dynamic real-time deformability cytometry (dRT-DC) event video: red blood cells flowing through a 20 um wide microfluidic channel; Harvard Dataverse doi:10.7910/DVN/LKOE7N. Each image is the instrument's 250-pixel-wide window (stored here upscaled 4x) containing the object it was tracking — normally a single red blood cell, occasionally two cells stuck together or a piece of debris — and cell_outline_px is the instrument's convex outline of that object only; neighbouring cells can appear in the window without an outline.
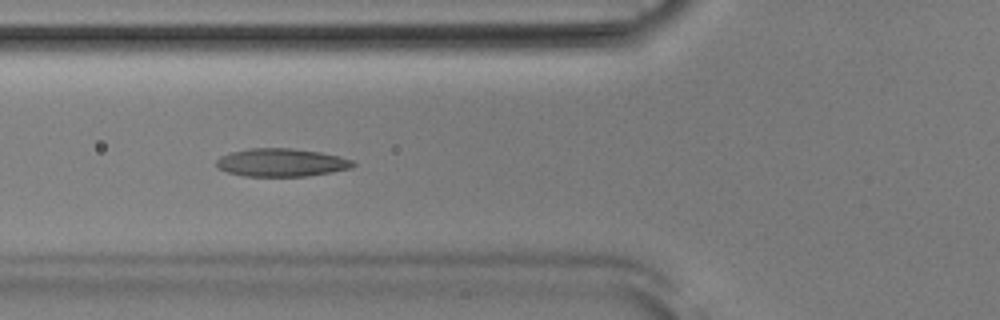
{"species": "Egyptian fruit bat (a non-hibernating species)", "species_latin": "Rousettus aegyptiacus", "temperature_condition": "room temperature", "stored_images_in_passage": 37, "camera_frame_rate_fps": 3000, "um_per_image_px": 0.085, "animal": {"sex": "male"}, "frame": {"image": 1, "passage_image": 4, "time_ms": 1.0, "image_size_px": [1000, 320], "cell_outline_px": [[356, 164], [352, 168], [332, 172], [304, 176], [244, 176], [228, 172], [216, 168], [216, 160], [220, 156], [232, 152], [248, 148], [292, 148], [320, 152], [340, 156], [352, 160]], "centroid_in_image_um": [23.91, 13.81], "position_along_channel_um": 101.9, "area_um2": 22.43}}
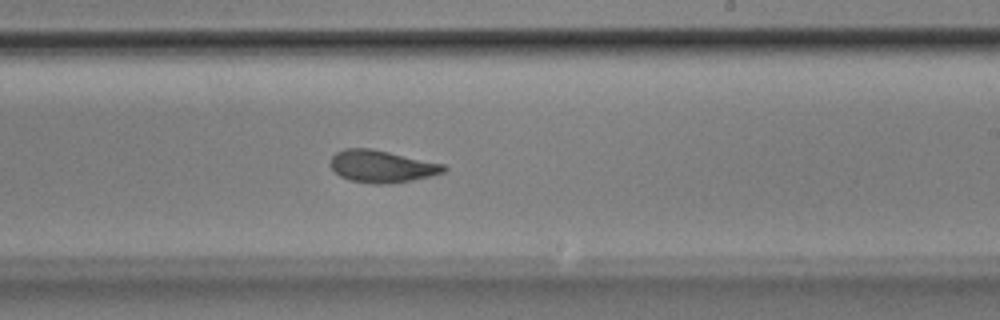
{"frame": {"image": 2, "passage_image": 16, "time_ms": 5.0, "image_size_px": [1000, 320], "cell_outline_px": [[448, 168], [444, 172], [432, 176], [412, 180], [384, 184], [372, 184], [348, 180], [340, 176], [332, 168], [332, 156], [336, 152], [344, 148], [372, 148], [444, 164]], "centroid_in_image_um": [32.47, 14.14], "position_along_channel_um": 256.5, "area_um2": 21.27}}
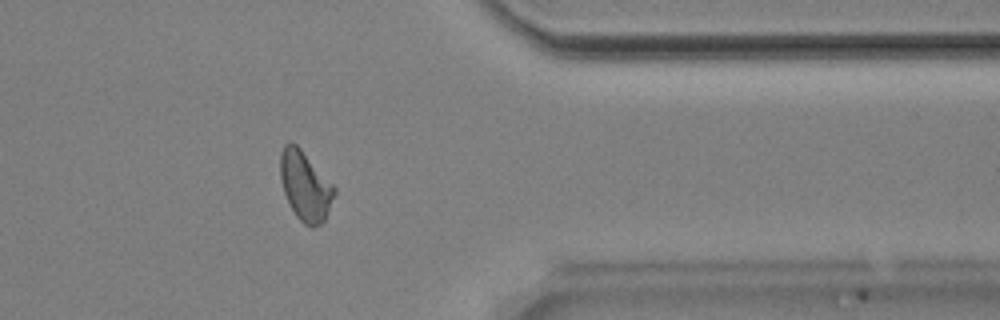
{"frame": {"image": 3, "passage_image": 27, "time_ms": 8.667, "image_size_px": [1000, 320], "cell_outline_px": [[336, 192], [324, 220], [320, 224], [312, 228], [304, 224], [296, 216], [284, 192], [280, 176], [280, 152], [284, 144], [296, 144], [300, 148], [336, 188]], "centroid_in_image_um": [25.94, 15.82], "position_along_channel_um": 385.5, "area_um2": 21.44}, "authors_computed_cell_mechanics": {"area_um2": 21.3282, "velocity_mm_per_s": 3.8644, "shape_relaxation_time_tau1_ms": 6.2878, "shape_relaxation_time_tau2_ms": 1.9704, "deformation_change_tau1": 0.1833, "deformation_change_tau2": 0.0764}}